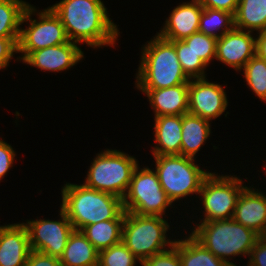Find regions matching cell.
<instances>
[{
	"label": "cell",
	"instance_id": "6da1fadb",
	"mask_svg": "<svg viewBox=\"0 0 266 266\" xmlns=\"http://www.w3.org/2000/svg\"><path fill=\"white\" fill-rule=\"evenodd\" d=\"M63 24L68 39L93 48L114 46L117 24L109 18L102 0H60L50 7Z\"/></svg>",
	"mask_w": 266,
	"mask_h": 266
},
{
	"label": "cell",
	"instance_id": "7a4b0ae2",
	"mask_svg": "<svg viewBox=\"0 0 266 266\" xmlns=\"http://www.w3.org/2000/svg\"><path fill=\"white\" fill-rule=\"evenodd\" d=\"M61 208L74 230L107 220H124L121 198L86 187L84 184L66 183L61 189Z\"/></svg>",
	"mask_w": 266,
	"mask_h": 266
},
{
	"label": "cell",
	"instance_id": "3957f363",
	"mask_svg": "<svg viewBox=\"0 0 266 266\" xmlns=\"http://www.w3.org/2000/svg\"><path fill=\"white\" fill-rule=\"evenodd\" d=\"M141 51V62L136 74L137 89H161L189 83L182 70L174 41L158 34Z\"/></svg>",
	"mask_w": 266,
	"mask_h": 266
},
{
	"label": "cell",
	"instance_id": "277c9868",
	"mask_svg": "<svg viewBox=\"0 0 266 266\" xmlns=\"http://www.w3.org/2000/svg\"><path fill=\"white\" fill-rule=\"evenodd\" d=\"M195 226L190 234L228 266H237L230 260L234 256L249 257L256 241L260 238L253 230L233 218L199 222Z\"/></svg>",
	"mask_w": 266,
	"mask_h": 266
},
{
	"label": "cell",
	"instance_id": "5b68a950",
	"mask_svg": "<svg viewBox=\"0 0 266 266\" xmlns=\"http://www.w3.org/2000/svg\"><path fill=\"white\" fill-rule=\"evenodd\" d=\"M168 229L170 225L164 217L125 212L122 243L142 262L174 244L175 239L167 238Z\"/></svg>",
	"mask_w": 266,
	"mask_h": 266
},
{
	"label": "cell",
	"instance_id": "8992f818",
	"mask_svg": "<svg viewBox=\"0 0 266 266\" xmlns=\"http://www.w3.org/2000/svg\"><path fill=\"white\" fill-rule=\"evenodd\" d=\"M137 162L134 156L119 150L106 149L93 159L83 184L123 199L138 166Z\"/></svg>",
	"mask_w": 266,
	"mask_h": 266
},
{
	"label": "cell",
	"instance_id": "52a82bcc",
	"mask_svg": "<svg viewBox=\"0 0 266 266\" xmlns=\"http://www.w3.org/2000/svg\"><path fill=\"white\" fill-rule=\"evenodd\" d=\"M153 157L159 182L172 203L191 194L198 195L204 179L211 173L195 164V159L182 155Z\"/></svg>",
	"mask_w": 266,
	"mask_h": 266
},
{
	"label": "cell",
	"instance_id": "ba28073f",
	"mask_svg": "<svg viewBox=\"0 0 266 266\" xmlns=\"http://www.w3.org/2000/svg\"><path fill=\"white\" fill-rule=\"evenodd\" d=\"M139 168L138 164L122 199L124 211L163 217L172 201L162 189L156 171L148 167Z\"/></svg>",
	"mask_w": 266,
	"mask_h": 266
},
{
	"label": "cell",
	"instance_id": "9c48e42d",
	"mask_svg": "<svg viewBox=\"0 0 266 266\" xmlns=\"http://www.w3.org/2000/svg\"><path fill=\"white\" fill-rule=\"evenodd\" d=\"M37 11L34 6L29 4L23 14L21 25L24 22H29V26L25 29H22V27L20 29L18 53L23 55L17 58L19 61L23 60L32 51L61 45L70 41L61 20L50 6L40 12ZM36 12L38 20H32L31 16L35 15Z\"/></svg>",
	"mask_w": 266,
	"mask_h": 266
},
{
	"label": "cell",
	"instance_id": "30bf717a",
	"mask_svg": "<svg viewBox=\"0 0 266 266\" xmlns=\"http://www.w3.org/2000/svg\"><path fill=\"white\" fill-rule=\"evenodd\" d=\"M240 177L210 173L203 181L199 191L204 209L200 222L232 219L237 200L246 187Z\"/></svg>",
	"mask_w": 266,
	"mask_h": 266
},
{
	"label": "cell",
	"instance_id": "8fae6325",
	"mask_svg": "<svg viewBox=\"0 0 266 266\" xmlns=\"http://www.w3.org/2000/svg\"><path fill=\"white\" fill-rule=\"evenodd\" d=\"M59 220L38 219L23 223L29 234L31 250L60 258L74 228L60 207Z\"/></svg>",
	"mask_w": 266,
	"mask_h": 266
},
{
	"label": "cell",
	"instance_id": "7c38bea8",
	"mask_svg": "<svg viewBox=\"0 0 266 266\" xmlns=\"http://www.w3.org/2000/svg\"><path fill=\"white\" fill-rule=\"evenodd\" d=\"M227 106V94L222 85L209 82L207 78L190 79L188 113L212 121L220 117Z\"/></svg>",
	"mask_w": 266,
	"mask_h": 266
},
{
	"label": "cell",
	"instance_id": "4fadbf2b",
	"mask_svg": "<svg viewBox=\"0 0 266 266\" xmlns=\"http://www.w3.org/2000/svg\"><path fill=\"white\" fill-rule=\"evenodd\" d=\"M256 55V38L252 32L233 28L217 39L216 60L241 71Z\"/></svg>",
	"mask_w": 266,
	"mask_h": 266
},
{
	"label": "cell",
	"instance_id": "5bb4252c",
	"mask_svg": "<svg viewBox=\"0 0 266 266\" xmlns=\"http://www.w3.org/2000/svg\"><path fill=\"white\" fill-rule=\"evenodd\" d=\"M84 52L77 43L67 42L30 52L22 62L40 70L61 72L83 60Z\"/></svg>",
	"mask_w": 266,
	"mask_h": 266
},
{
	"label": "cell",
	"instance_id": "9a60e30c",
	"mask_svg": "<svg viewBox=\"0 0 266 266\" xmlns=\"http://www.w3.org/2000/svg\"><path fill=\"white\" fill-rule=\"evenodd\" d=\"M203 6L198 0L183 2L174 7L166 18L163 28L157 33L166 40L177 41L198 32Z\"/></svg>",
	"mask_w": 266,
	"mask_h": 266
},
{
	"label": "cell",
	"instance_id": "2e32d148",
	"mask_svg": "<svg viewBox=\"0 0 266 266\" xmlns=\"http://www.w3.org/2000/svg\"><path fill=\"white\" fill-rule=\"evenodd\" d=\"M233 219L253 230L260 237H265L266 194L251 186L249 188L246 186L237 200Z\"/></svg>",
	"mask_w": 266,
	"mask_h": 266
},
{
	"label": "cell",
	"instance_id": "e0dca14e",
	"mask_svg": "<svg viewBox=\"0 0 266 266\" xmlns=\"http://www.w3.org/2000/svg\"><path fill=\"white\" fill-rule=\"evenodd\" d=\"M31 252L29 234L23 223L0 229V266H25Z\"/></svg>",
	"mask_w": 266,
	"mask_h": 266
},
{
	"label": "cell",
	"instance_id": "ac0fdd59",
	"mask_svg": "<svg viewBox=\"0 0 266 266\" xmlns=\"http://www.w3.org/2000/svg\"><path fill=\"white\" fill-rule=\"evenodd\" d=\"M189 83L161 89H138L147 95L155 117L188 113Z\"/></svg>",
	"mask_w": 266,
	"mask_h": 266
},
{
	"label": "cell",
	"instance_id": "d6986e66",
	"mask_svg": "<svg viewBox=\"0 0 266 266\" xmlns=\"http://www.w3.org/2000/svg\"><path fill=\"white\" fill-rule=\"evenodd\" d=\"M152 155H181L182 115H162L154 118Z\"/></svg>",
	"mask_w": 266,
	"mask_h": 266
},
{
	"label": "cell",
	"instance_id": "ffe728a7",
	"mask_svg": "<svg viewBox=\"0 0 266 266\" xmlns=\"http://www.w3.org/2000/svg\"><path fill=\"white\" fill-rule=\"evenodd\" d=\"M210 121L190 113L182 115L181 155L195 159L201 146L210 137Z\"/></svg>",
	"mask_w": 266,
	"mask_h": 266
},
{
	"label": "cell",
	"instance_id": "44dd1931",
	"mask_svg": "<svg viewBox=\"0 0 266 266\" xmlns=\"http://www.w3.org/2000/svg\"><path fill=\"white\" fill-rule=\"evenodd\" d=\"M99 251L80 230L70 234L62 256V266H98Z\"/></svg>",
	"mask_w": 266,
	"mask_h": 266
},
{
	"label": "cell",
	"instance_id": "7402d4cb",
	"mask_svg": "<svg viewBox=\"0 0 266 266\" xmlns=\"http://www.w3.org/2000/svg\"><path fill=\"white\" fill-rule=\"evenodd\" d=\"M234 28L248 32L266 30V0H239Z\"/></svg>",
	"mask_w": 266,
	"mask_h": 266
},
{
	"label": "cell",
	"instance_id": "603a6c76",
	"mask_svg": "<svg viewBox=\"0 0 266 266\" xmlns=\"http://www.w3.org/2000/svg\"><path fill=\"white\" fill-rule=\"evenodd\" d=\"M177 251L182 266H228L217 258L191 234L185 239H177Z\"/></svg>",
	"mask_w": 266,
	"mask_h": 266
},
{
	"label": "cell",
	"instance_id": "cb8c5ba5",
	"mask_svg": "<svg viewBox=\"0 0 266 266\" xmlns=\"http://www.w3.org/2000/svg\"><path fill=\"white\" fill-rule=\"evenodd\" d=\"M124 220H107L85 226L81 232L98 250L107 249L122 242Z\"/></svg>",
	"mask_w": 266,
	"mask_h": 266
},
{
	"label": "cell",
	"instance_id": "d4e9b609",
	"mask_svg": "<svg viewBox=\"0 0 266 266\" xmlns=\"http://www.w3.org/2000/svg\"><path fill=\"white\" fill-rule=\"evenodd\" d=\"M29 3L0 0V38H19L23 14Z\"/></svg>",
	"mask_w": 266,
	"mask_h": 266
},
{
	"label": "cell",
	"instance_id": "484cf974",
	"mask_svg": "<svg viewBox=\"0 0 266 266\" xmlns=\"http://www.w3.org/2000/svg\"><path fill=\"white\" fill-rule=\"evenodd\" d=\"M234 28V15L218 9L203 8L198 32L215 39L221 38ZM216 31V32H215ZM219 32V33H217Z\"/></svg>",
	"mask_w": 266,
	"mask_h": 266
},
{
	"label": "cell",
	"instance_id": "4316f807",
	"mask_svg": "<svg viewBox=\"0 0 266 266\" xmlns=\"http://www.w3.org/2000/svg\"><path fill=\"white\" fill-rule=\"evenodd\" d=\"M242 69L250 89L266 102V61L255 55Z\"/></svg>",
	"mask_w": 266,
	"mask_h": 266
},
{
	"label": "cell",
	"instance_id": "83f0119b",
	"mask_svg": "<svg viewBox=\"0 0 266 266\" xmlns=\"http://www.w3.org/2000/svg\"><path fill=\"white\" fill-rule=\"evenodd\" d=\"M174 46L186 76L189 79L206 78L205 69L207 65L202 59L183 40L174 41Z\"/></svg>",
	"mask_w": 266,
	"mask_h": 266
},
{
	"label": "cell",
	"instance_id": "f1b7e54d",
	"mask_svg": "<svg viewBox=\"0 0 266 266\" xmlns=\"http://www.w3.org/2000/svg\"><path fill=\"white\" fill-rule=\"evenodd\" d=\"M139 260L122 242L99 251L98 266H135Z\"/></svg>",
	"mask_w": 266,
	"mask_h": 266
},
{
	"label": "cell",
	"instance_id": "f546056e",
	"mask_svg": "<svg viewBox=\"0 0 266 266\" xmlns=\"http://www.w3.org/2000/svg\"><path fill=\"white\" fill-rule=\"evenodd\" d=\"M183 41L199 56L208 66L214 58H216L217 39L207 36L204 33L196 32Z\"/></svg>",
	"mask_w": 266,
	"mask_h": 266
},
{
	"label": "cell",
	"instance_id": "4dcf8cb0",
	"mask_svg": "<svg viewBox=\"0 0 266 266\" xmlns=\"http://www.w3.org/2000/svg\"><path fill=\"white\" fill-rule=\"evenodd\" d=\"M142 266H182L177 251V240L167 250L155 254L141 262Z\"/></svg>",
	"mask_w": 266,
	"mask_h": 266
},
{
	"label": "cell",
	"instance_id": "1f68e13d",
	"mask_svg": "<svg viewBox=\"0 0 266 266\" xmlns=\"http://www.w3.org/2000/svg\"><path fill=\"white\" fill-rule=\"evenodd\" d=\"M19 38H0V70L5 69L14 53H18Z\"/></svg>",
	"mask_w": 266,
	"mask_h": 266
},
{
	"label": "cell",
	"instance_id": "d6a6232c",
	"mask_svg": "<svg viewBox=\"0 0 266 266\" xmlns=\"http://www.w3.org/2000/svg\"><path fill=\"white\" fill-rule=\"evenodd\" d=\"M15 156L12 146L0 139V181L13 166Z\"/></svg>",
	"mask_w": 266,
	"mask_h": 266
},
{
	"label": "cell",
	"instance_id": "836d02e7",
	"mask_svg": "<svg viewBox=\"0 0 266 266\" xmlns=\"http://www.w3.org/2000/svg\"><path fill=\"white\" fill-rule=\"evenodd\" d=\"M247 263V266H266V236L256 241Z\"/></svg>",
	"mask_w": 266,
	"mask_h": 266
},
{
	"label": "cell",
	"instance_id": "e575fe53",
	"mask_svg": "<svg viewBox=\"0 0 266 266\" xmlns=\"http://www.w3.org/2000/svg\"><path fill=\"white\" fill-rule=\"evenodd\" d=\"M25 266H62L60 259L31 250Z\"/></svg>",
	"mask_w": 266,
	"mask_h": 266
},
{
	"label": "cell",
	"instance_id": "d590c367",
	"mask_svg": "<svg viewBox=\"0 0 266 266\" xmlns=\"http://www.w3.org/2000/svg\"><path fill=\"white\" fill-rule=\"evenodd\" d=\"M203 8L223 10L235 15L239 0H198Z\"/></svg>",
	"mask_w": 266,
	"mask_h": 266
},
{
	"label": "cell",
	"instance_id": "8d00e7d4",
	"mask_svg": "<svg viewBox=\"0 0 266 266\" xmlns=\"http://www.w3.org/2000/svg\"><path fill=\"white\" fill-rule=\"evenodd\" d=\"M256 35V55L266 61V30Z\"/></svg>",
	"mask_w": 266,
	"mask_h": 266
}]
</instances>
